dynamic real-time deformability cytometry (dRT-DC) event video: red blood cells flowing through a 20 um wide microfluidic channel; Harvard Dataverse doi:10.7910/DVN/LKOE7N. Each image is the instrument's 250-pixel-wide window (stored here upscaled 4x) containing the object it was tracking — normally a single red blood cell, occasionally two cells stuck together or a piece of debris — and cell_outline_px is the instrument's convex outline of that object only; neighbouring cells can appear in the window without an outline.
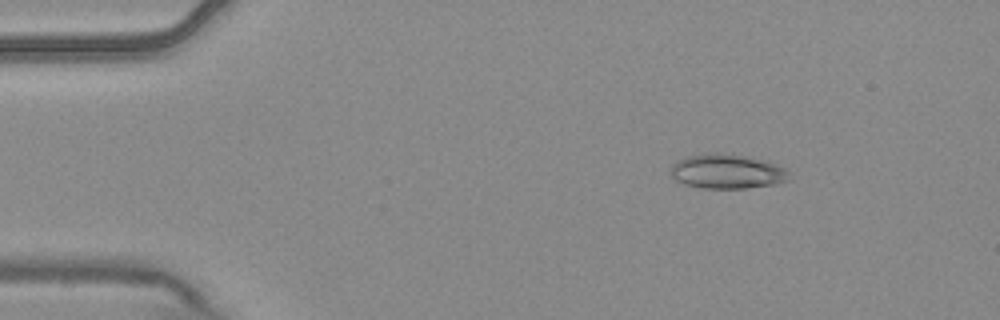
{"species": "common noctule bat (a hibernating species)", "species_latin": "Nyctalus noctula", "temperature_condition": "warm", "stored_images_in_passage": 4, "camera_frame_rate_fps": 3000, "um_per_image_px": 0.085, "animal": {"sex": "male", "body_mass_g": 20.4}, "frame": {"image": 1, "passage_image": 2, "time_ms": 0.333, "image_size_px": [1000, 320], "cell_outline_px": [[788, 180], [776, 184], [748, 188], [704, 188], [684, 184], [676, 180], [668, 172], [672, 164], [676, 160], [684, 156], [716, 152], [764, 160], [784, 168], [788, 172]], "centroid_in_image_um": [61.73, 14.57], "position_along_channel_um": 23.3, "area_um2": 23.76}}